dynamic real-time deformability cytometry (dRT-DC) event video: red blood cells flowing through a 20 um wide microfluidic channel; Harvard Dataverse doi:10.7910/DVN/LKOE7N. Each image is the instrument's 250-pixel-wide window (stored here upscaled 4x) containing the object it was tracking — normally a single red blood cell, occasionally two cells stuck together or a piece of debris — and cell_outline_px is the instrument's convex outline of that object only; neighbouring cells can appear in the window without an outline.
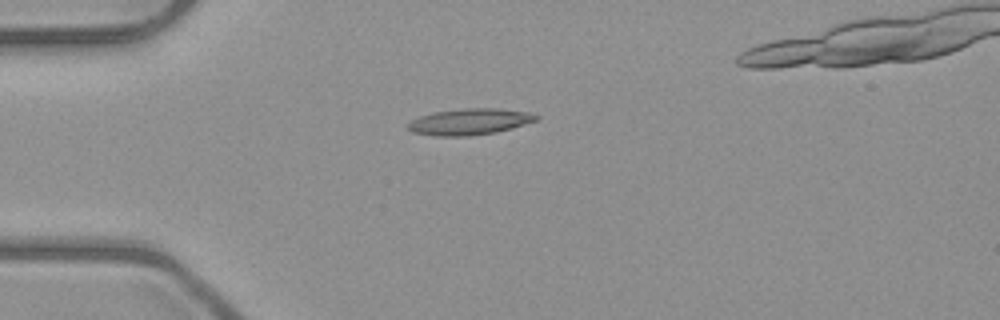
{"species": "common noctule bat (a hibernating species)", "species_latin": "Nyctalus noctula", "temperature_condition": "room temperature", "stored_images_in_passage": 7, "camera_frame_rate_fps": 3000, "um_per_image_px": 0.085, "animal": {"sex": "male", "body_mass_g": 23.1, "forearm_length_mm": 52.7}, "frame": {"image": 1, "passage_image": 4, "time_ms": 4.333, "image_size_px": [1000, 320], "cell_outline_px": [[540, 120], [512, 128], [496, 132], [468, 136], [436, 136], [412, 132], [408, 128], [408, 124], [412, 120], [420, 116], [436, 112], [464, 108], [496, 108], [528, 112], [540, 116]], "centroid_in_image_um": [39.97, 10.35], "position_along_channel_um": 45.0, "area_um2": 19.59}}
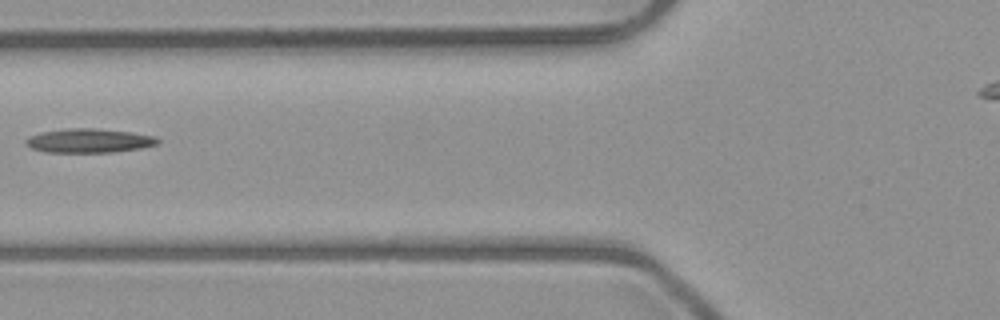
{"frame": {"image": 2, "passage_image": 6, "time_ms": 6.667, "image_size_px": [1000, 320], "cell_outline_px": [[160, 140], [156, 144], [140, 148], [112, 152], [44, 152], [32, 148], [24, 140], [28, 136], [40, 132], [68, 128], [96, 128], [132, 132], [156, 136]], "centroid_in_image_um": [7.56, 11.95], "position_along_channel_um": 118.2, "area_um2": 18.5}}
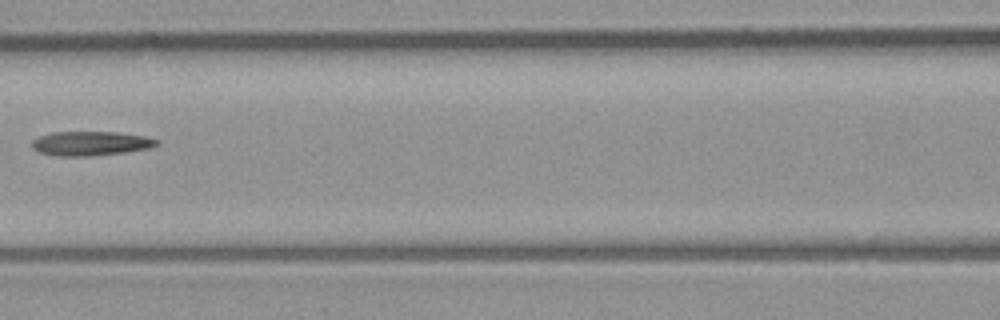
{"frame": {"image": 3, "passage_image": 7, "time_ms": 7.667, "image_size_px": [1000, 320], "cell_outline_px": [[160, 144], [148, 148], [124, 152], [88, 156], [56, 156], [40, 152], [32, 148], [32, 140], [40, 136], [52, 132], [116, 132], [144, 136], [160, 140]], "centroid_in_image_um": [7.7, 12.19], "position_along_channel_um": 158.9, "area_um2": 17.57}}